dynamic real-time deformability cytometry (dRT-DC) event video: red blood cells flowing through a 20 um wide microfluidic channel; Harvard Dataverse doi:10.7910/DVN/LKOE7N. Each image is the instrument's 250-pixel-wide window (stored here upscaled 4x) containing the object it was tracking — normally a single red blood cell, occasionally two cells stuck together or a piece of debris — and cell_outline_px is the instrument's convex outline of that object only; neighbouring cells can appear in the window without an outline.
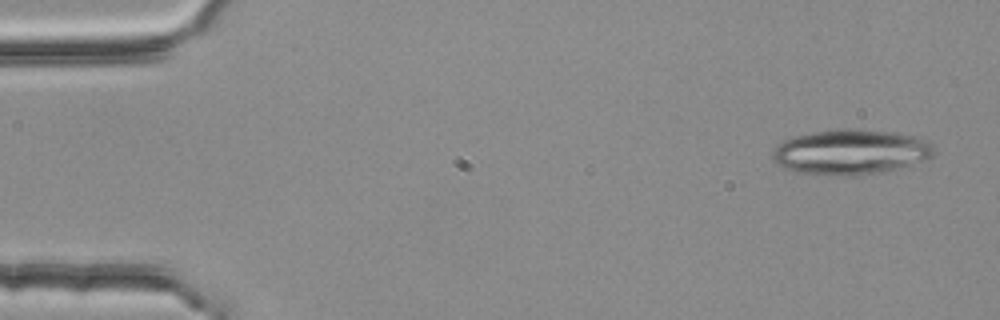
{"species": "common noctule bat (a hibernating species)", "species_latin": "Nyctalus noctula", "temperature_condition": "room temperature", "stored_images_in_passage": 4, "camera_frame_rate_fps": 3000, "um_per_image_px": 0.085, "animal": {"sex": "female", "body_mass_g": 25.1}, "frame": {"image": 1, "passage_image": 1, "time_ms": 0.0, "image_size_px": [1000, 320], "cell_outline_px": [[936, 152], [932, 156], [924, 160], [900, 168], [884, 172], [852, 176], [844, 176], [796, 172], [784, 168], [776, 164], [772, 156], [772, 152], [776, 144], [792, 136], [812, 132], [836, 128], [860, 128], [896, 132], [916, 136], [928, 140], [932, 144]], "centroid_in_image_um": [72.31, 12.9], "position_along_channel_um": 12.7, "area_um2": 43.29}}